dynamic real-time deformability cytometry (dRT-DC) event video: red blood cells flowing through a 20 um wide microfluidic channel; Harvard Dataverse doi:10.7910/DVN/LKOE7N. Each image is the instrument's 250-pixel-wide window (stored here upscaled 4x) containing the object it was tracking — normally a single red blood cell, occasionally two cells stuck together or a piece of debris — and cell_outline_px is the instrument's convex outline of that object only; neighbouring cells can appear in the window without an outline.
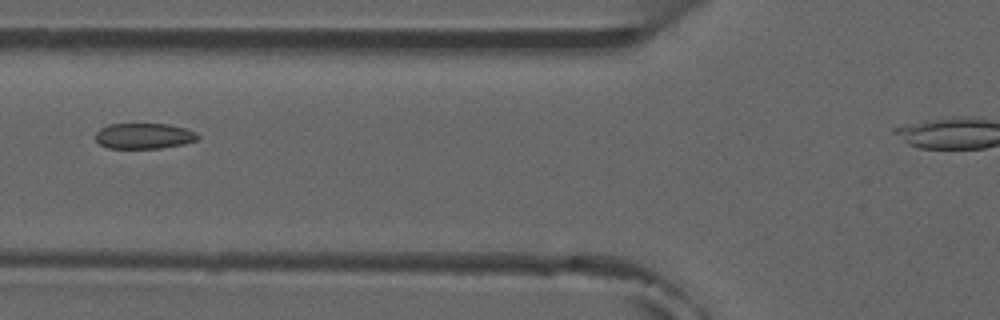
{"species": "common noctule bat (a hibernating species)", "species_latin": "Nyctalus noctula", "temperature_condition": "room temperature", "stored_images_in_passage": 3, "camera_frame_rate_fps": 3000, "um_per_image_px": 0.085, "animal": {"sex": "male", "forearm_length_mm": 52.5}, "frame": {"image": 1, "passage_image": 3, "time_ms": 2.333, "image_size_px": [1000, 320], "cell_outline_px": [[200, 136], [196, 140], [184, 144], [160, 148], [108, 148], [100, 144], [96, 140], [96, 132], [100, 128], [108, 124], [168, 124], [184, 128], [196, 132]], "centroid_in_image_um": [12.23, 11.55], "position_along_channel_um": 113.6, "area_um2": 15.26}}